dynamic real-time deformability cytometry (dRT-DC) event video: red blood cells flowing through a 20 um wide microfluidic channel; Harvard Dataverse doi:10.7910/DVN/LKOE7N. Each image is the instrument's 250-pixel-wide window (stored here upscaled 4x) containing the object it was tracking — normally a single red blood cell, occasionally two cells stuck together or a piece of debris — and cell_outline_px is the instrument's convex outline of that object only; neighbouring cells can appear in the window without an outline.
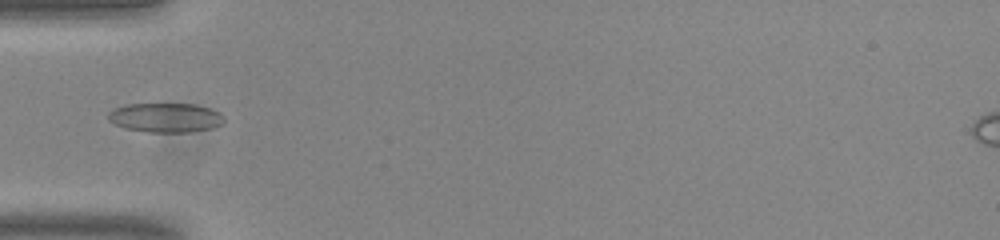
{"species": "common noctule bat (a hibernating species)", "species_latin": "Nyctalus noctula", "temperature_condition": "room temperature", "stored_images_in_passage": 37, "camera_frame_rate_fps": 3000, "um_per_image_px": 0.085, "animal": {"sex": "male", "body_mass_g": 20.0, "forearm_length_mm": 53.3}, "frame": {"image": 1, "passage_image": 1, "time_ms": 0.0, "image_size_px": [1000, 240], "cell_outline_px": [[224, 124], [212, 128], [188, 132], [148, 132], [124, 128], [108, 120], [108, 112], [112, 108], [124, 104], [196, 104], [220, 112], [224, 116]], "centroid_in_image_um": [14.06, 9.99], "position_along_channel_um": 70.9, "area_um2": 20.0}}
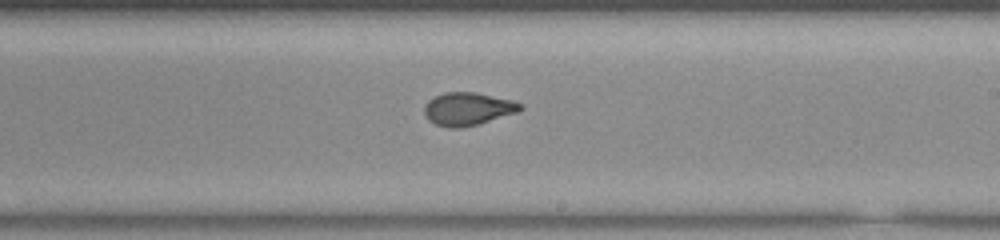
{"frame": {"image": 2, "passage_image": 15, "time_ms": 4.667, "image_size_px": [1000, 240], "cell_outline_px": [[524, 108], [520, 112], [476, 124], [460, 128], [448, 128], [436, 124], [428, 120], [424, 112], [424, 108], [428, 100], [444, 92], [476, 92], [512, 100], [524, 104]], "centroid_in_image_um": [39.8, 9.25], "position_along_channel_um": 249.2, "area_um2": 18.5}}
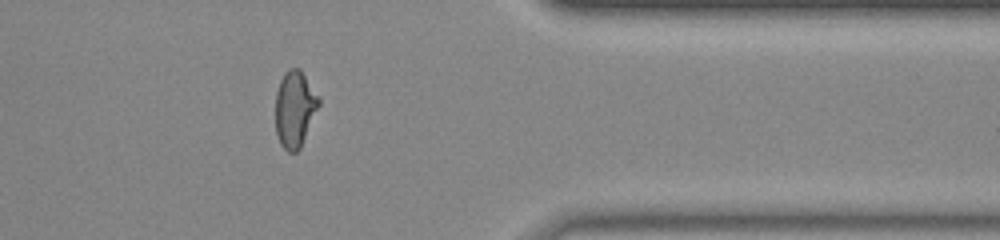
{"frame": {"image": 3, "passage_image": 27, "time_ms": 8.667, "image_size_px": [1000, 240], "cell_outline_px": [[320, 104], [300, 148], [296, 152], [288, 152], [280, 144], [276, 132], [276, 92], [280, 80], [284, 72], [288, 68], [300, 68], [320, 100]], "centroid_in_image_um": [25.04, 9.25], "position_along_channel_um": 386.4, "area_um2": 19.13}, "authors_computed_cell_mechanics": {"area_um2": 18.5538, "velocity_mm_per_s": 3.8104, "shape_relaxation_time_tau1_ms": 9.1637, "shape_relaxation_time_tau2_ms": 0.9144, "deformation_change_tau1": 0.2146, "deformation_change_tau2": 0.0459}}